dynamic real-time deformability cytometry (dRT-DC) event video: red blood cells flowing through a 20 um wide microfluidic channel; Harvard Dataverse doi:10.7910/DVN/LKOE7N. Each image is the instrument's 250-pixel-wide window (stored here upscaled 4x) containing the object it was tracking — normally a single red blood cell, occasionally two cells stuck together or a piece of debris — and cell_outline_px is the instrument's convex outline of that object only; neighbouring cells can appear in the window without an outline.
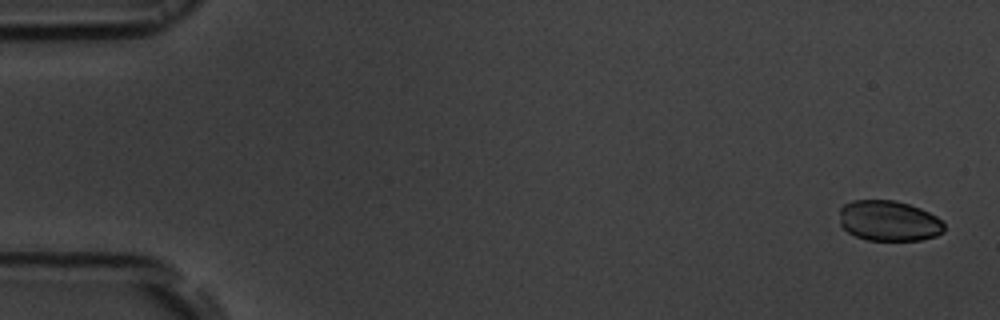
{"species": "common noctule bat (a hibernating species)", "species_latin": "Nyctalus noctula", "temperature_condition": "room temperature", "stored_images_in_passage": 53, "camera_frame_rate_fps": 3000, "um_per_image_px": 0.085, "animal": {"sex": "male", "body_mass_g": 19.5, "forearm_length_mm": 54.6}, "frame": {"image": 1, "passage_image": 1, "time_ms": 0.0, "image_size_px": [1000, 320], "cell_outline_px": [[944, 232], [936, 236], [920, 240], [868, 240], [856, 236], [848, 232], [840, 224], [840, 208], [844, 204], [852, 200], [896, 200], [920, 208], [936, 216], [944, 224]], "centroid_in_image_um": [75.55, 18.76], "position_along_channel_um": 9.5, "area_um2": 24.74}}
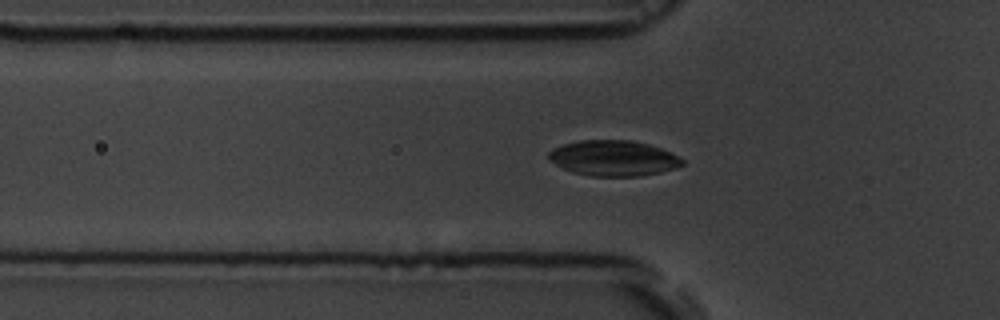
{"frame": {"image": 2, "passage_image": 17, "time_ms": 5.333, "image_size_px": [1000, 320], "cell_outline_px": [[684, 164], [676, 168], [660, 172], [640, 176], [588, 176], [572, 172], [548, 160], [548, 152], [552, 148], [564, 144], [580, 140], [632, 140], [648, 144], [660, 148], [684, 160]], "centroid_in_image_um": [52.11, 13.44], "position_along_channel_um": 73.7, "area_um2": 27.63}}
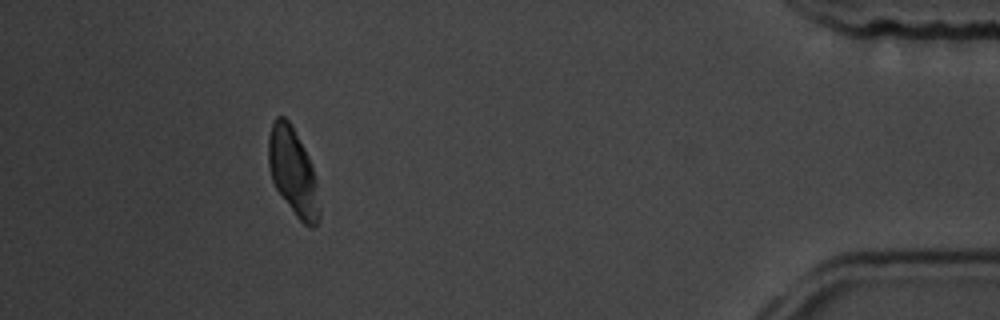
{"frame": {"image": 3, "passage_image": 48, "time_ms": 15.667, "image_size_px": [1000, 320], "cell_outline_px": [[320, 216], [316, 228], [308, 228], [296, 216], [276, 188], [272, 180], [268, 168], [268, 136], [272, 124], [276, 116], [284, 116], [292, 124], [308, 156], [316, 180], [320, 208]], "centroid_in_image_um": [24.91, 14.62], "position_along_channel_um": 410.3, "area_um2": 26.01}}